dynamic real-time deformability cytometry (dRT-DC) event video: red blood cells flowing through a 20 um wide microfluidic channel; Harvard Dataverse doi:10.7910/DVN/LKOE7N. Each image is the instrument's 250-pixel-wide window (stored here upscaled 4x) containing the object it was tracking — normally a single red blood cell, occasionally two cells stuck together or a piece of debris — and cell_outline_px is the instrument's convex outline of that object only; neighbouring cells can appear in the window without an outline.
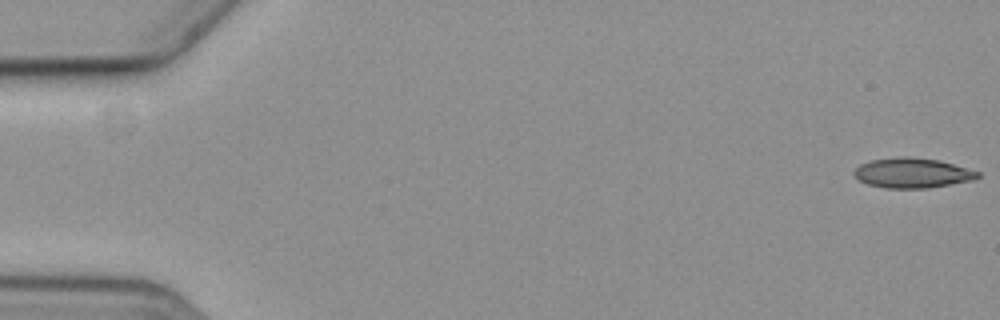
{"species": "common noctule bat (a hibernating species)", "species_latin": "Nyctalus noctula", "temperature_condition": "cold", "stored_images_in_passage": 5, "segment_of_instrument_passage": [2, 2], "camera_frame_rate_fps": 3000, "um_per_image_px": 0.085, "animal": {"sex": "female", "body_mass_g": 19.3, "forearm_length_mm": 54.1}, "frame": {"image": 1, "passage_image": 5, "time_ms": 4.667, "image_size_px": [1000, 320], "cell_outline_px": [[980, 176], [976, 180], [928, 188], [884, 188], [868, 184], [860, 180], [852, 172], [860, 164], [868, 160], [900, 156], [908, 156], [940, 160], [980, 172]], "centroid_in_image_um": [77.56, 14.69], "position_along_channel_um": 7.4, "area_um2": 21.79}}